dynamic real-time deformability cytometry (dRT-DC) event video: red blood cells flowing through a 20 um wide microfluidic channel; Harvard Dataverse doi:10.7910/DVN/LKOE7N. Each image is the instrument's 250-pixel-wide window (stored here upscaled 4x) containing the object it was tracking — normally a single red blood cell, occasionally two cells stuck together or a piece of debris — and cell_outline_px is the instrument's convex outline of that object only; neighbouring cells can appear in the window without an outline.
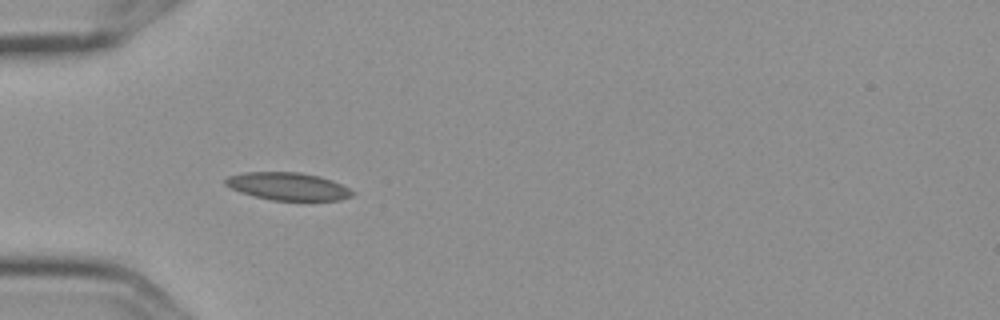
{"species": "Egyptian fruit bat (a non-hibernating species)", "species_latin": "Rousettus aegyptiacus", "temperature_condition": "cold", "stored_images_in_passage": 6, "camera_frame_rate_fps": 3000, "um_per_image_px": 0.085, "frame": {"image": 1, "passage_image": 5, "time_ms": 1.333, "image_size_px": [1000, 320], "cell_outline_px": [[356, 192], [352, 196], [340, 200], [272, 200], [240, 192], [224, 184], [224, 180], [228, 176], [244, 172], [300, 172], [320, 176], [332, 180]], "centroid_in_image_um": [24.48, 15.83], "position_along_channel_um": 60.5, "area_um2": 20.4}}
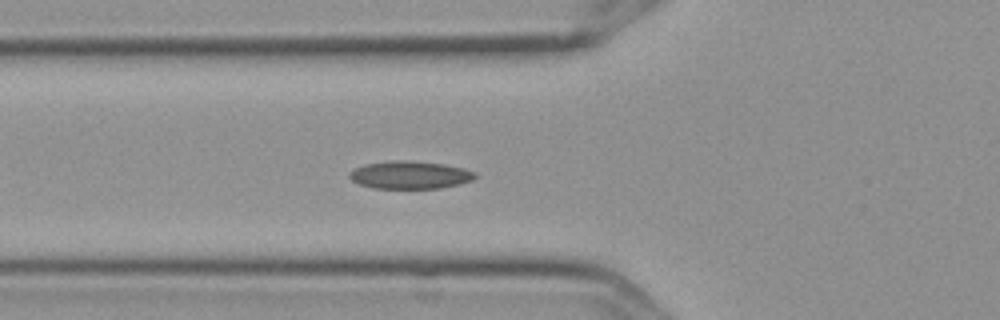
{"frame": {"image": 2, "passage_image": 6, "time_ms": 1.667, "image_size_px": [1000, 320], "cell_outline_px": [[476, 176], [472, 180], [460, 184], [440, 188], [372, 188], [360, 184], [352, 180], [348, 176], [348, 172], [364, 164], [392, 160], [404, 160], [444, 164], [464, 168], [476, 172]], "centroid_in_image_um": [34.84, 14.87], "position_along_channel_um": 91.0, "area_um2": 20.35}}